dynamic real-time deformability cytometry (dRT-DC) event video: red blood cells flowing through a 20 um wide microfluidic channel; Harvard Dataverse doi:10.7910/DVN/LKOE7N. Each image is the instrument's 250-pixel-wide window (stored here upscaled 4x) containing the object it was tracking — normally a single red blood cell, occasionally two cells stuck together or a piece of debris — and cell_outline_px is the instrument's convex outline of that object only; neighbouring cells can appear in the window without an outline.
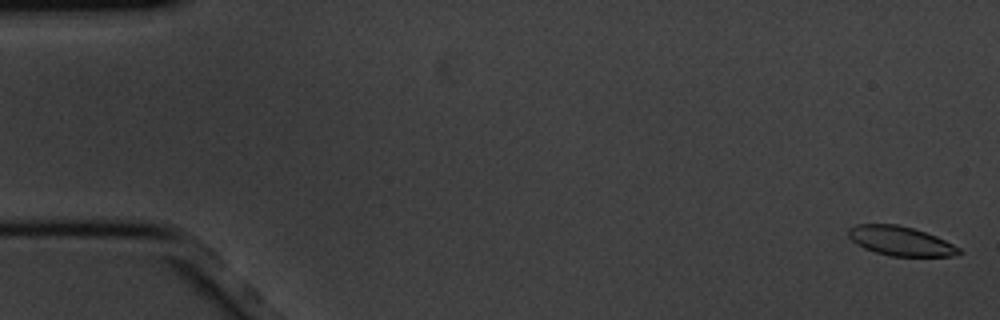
{"species": "common noctule bat (a hibernating species)", "species_latin": "Nyctalus noctula", "temperature_condition": "cold", "stored_images_in_passage": 7, "camera_frame_rate_fps": 3000, "um_per_image_px": 0.085, "animal": {"sex": "male", "body_mass_g": 20.1, "forearm_length_mm": 53.5}, "frame": {"image": 1, "passage_image": 1, "time_ms": 0.0, "image_size_px": [1000, 320], "cell_outline_px": [[960, 252], [956, 256], [888, 256], [864, 248], [856, 244], [848, 236], [848, 228], [856, 224], [896, 224], [912, 228], [936, 236], [960, 248]], "centroid_in_image_um": [76.51, 20.48], "position_along_channel_um": 8.5, "area_um2": 18.79}}
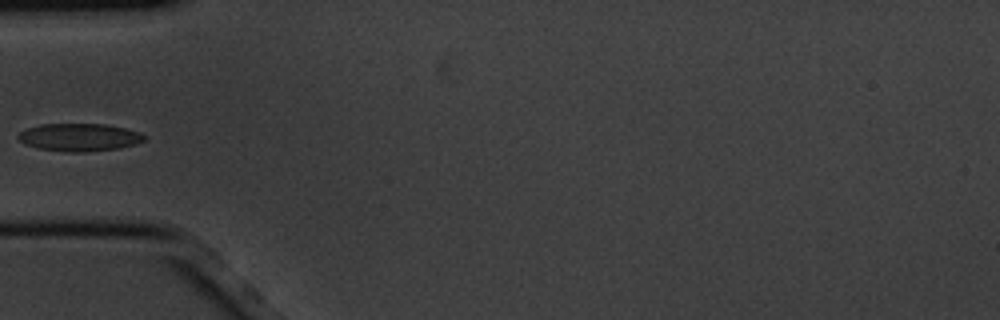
{"frame": {"image": 2, "passage_image": 6, "time_ms": 1.667, "image_size_px": [1000, 320], "cell_outline_px": [[144, 140], [136, 144], [120, 148], [84, 152], [64, 152], [40, 148], [24, 144], [16, 136], [20, 132], [28, 128], [40, 124], [104, 124], [124, 128], [140, 132], [144, 136]], "centroid_in_image_um": [6.73, 11.67], "position_along_channel_um": 78.3, "area_um2": 20.29}}
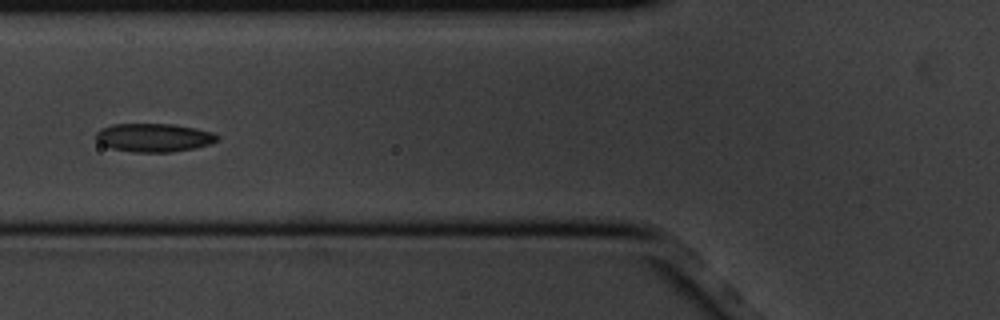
{"frame": {"image": 3, "passage_image": 7, "time_ms": 2.0, "image_size_px": [1000, 320], "cell_outline_px": [[220, 136], [216, 140], [208, 144], [192, 148], [168, 152], [132, 152], [112, 148], [100, 144], [96, 140], [96, 132], [100, 128], [112, 124], [172, 124], [196, 128], [212, 132]], "centroid_in_image_um": [13.03, 11.68], "position_along_channel_um": 112.8, "area_um2": 20.0}}